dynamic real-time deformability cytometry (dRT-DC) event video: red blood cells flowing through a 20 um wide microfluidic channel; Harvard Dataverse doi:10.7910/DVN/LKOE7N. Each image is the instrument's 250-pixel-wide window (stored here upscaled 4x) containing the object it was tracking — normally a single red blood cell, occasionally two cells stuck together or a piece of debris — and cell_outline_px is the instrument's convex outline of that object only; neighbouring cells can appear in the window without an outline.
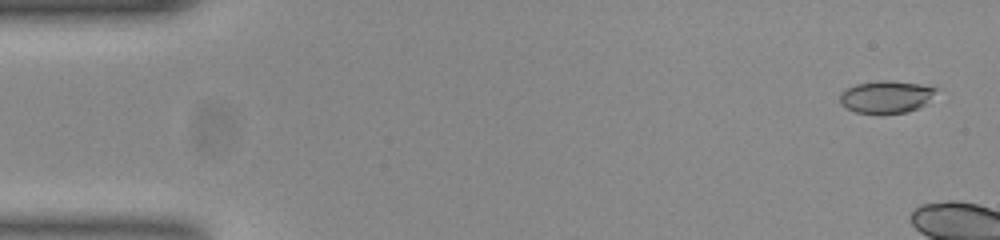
{"species": "common noctule bat (a hibernating species)", "species_latin": "Nyctalus noctula", "temperature_condition": "room temperature", "stored_images_in_passage": 8, "camera_frame_rate_fps": 3000, "um_per_image_px": 0.085, "animal": {"sex": "female", "body_mass_g": 23.0, "forearm_length_mm": 53.4}, "frame": {"image": 1, "passage_image": 2, "time_ms": 0.333, "image_size_px": [1000, 240], "cell_outline_px": [[936, 88], [928, 104], [920, 108], [908, 112], [884, 116], [880, 116], [856, 112], [840, 104], [840, 92], [856, 84], [880, 80], [888, 80], [920, 84]], "centroid_in_image_um": [75.32, 8.28], "position_along_channel_um": 9.7, "area_um2": 18.67}}